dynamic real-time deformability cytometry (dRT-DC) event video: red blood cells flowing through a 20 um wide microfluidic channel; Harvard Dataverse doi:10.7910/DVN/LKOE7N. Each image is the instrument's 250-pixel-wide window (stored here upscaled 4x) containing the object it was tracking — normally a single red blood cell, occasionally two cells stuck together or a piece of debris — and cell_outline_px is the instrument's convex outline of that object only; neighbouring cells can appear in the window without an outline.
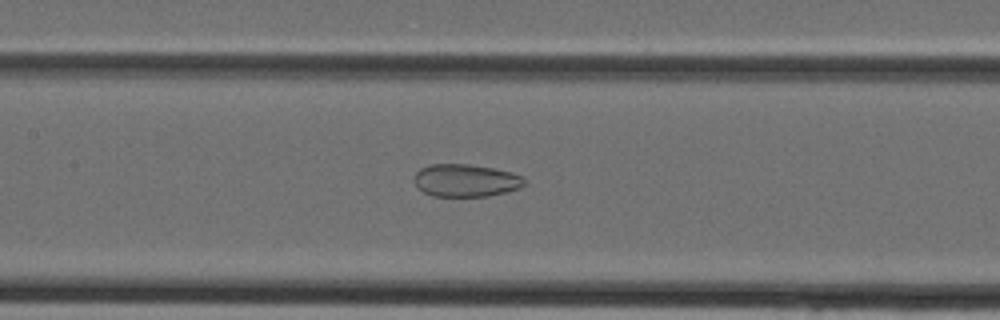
{"species": "Egyptian fruit bat (a non-hibernating species)", "species_latin": "Rousettus aegyptiacus", "temperature_condition": "cold", "stored_images_in_passage": 35, "segment_of_instrument_passage": [2, 2], "camera_frame_rate_fps": 3000, "um_per_image_px": 0.085, "animal": {"sex": "female"}, "frame": {"image": 1, "passage_image": 18, "time_ms": 5.667, "image_size_px": [1000, 320], "cell_outline_px": [[528, 180], [520, 188], [488, 196], [432, 196], [424, 192], [416, 184], [416, 172], [420, 168], [432, 164], [468, 164], [492, 168], [512, 172], [524, 176]], "centroid_in_image_um": [39.64, 15.33], "position_along_channel_um": 167.8, "area_um2": 20.87}}
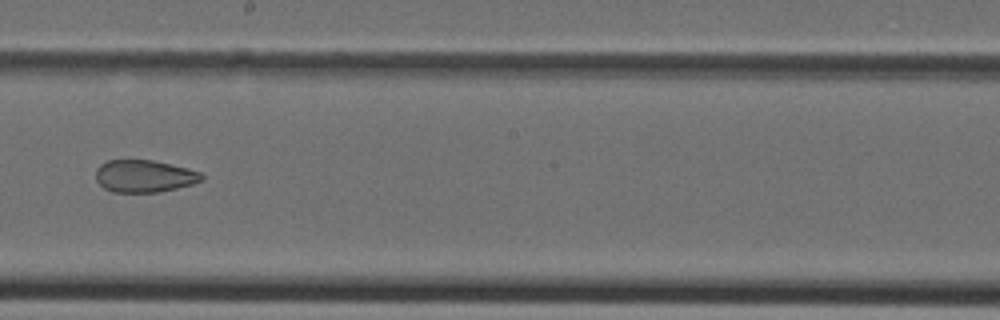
{"frame": {"image": 2, "passage_image": 22, "time_ms": 7.0, "image_size_px": [1000, 320], "cell_outline_px": [[204, 180], [192, 184], [176, 188], [156, 192], [112, 192], [104, 188], [96, 180], [96, 168], [100, 164], [108, 160], [152, 160], [200, 172], [204, 176]], "centroid_in_image_um": [12.23, 14.97], "position_along_channel_um": 236.0, "area_um2": 19.77}}
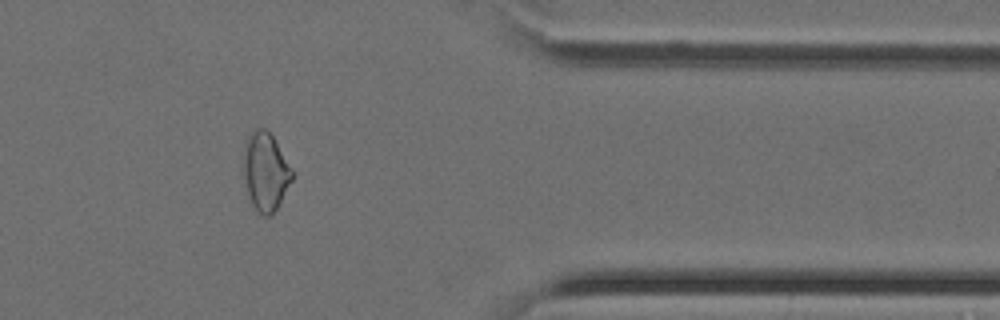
{"frame": {"image": 3, "passage_image": 32, "time_ms": 10.333, "image_size_px": [1000, 320], "cell_outline_px": [[292, 180], [276, 208], [268, 216], [264, 216], [256, 212], [248, 196], [244, 180], [244, 156], [248, 136], [256, 128], [264, 128], [272, 136], [292, 168]], "centroid_in_image_um": [22.56, 14.61], "position_along_channel_um": 388.8, "area_um2": 21.68}}